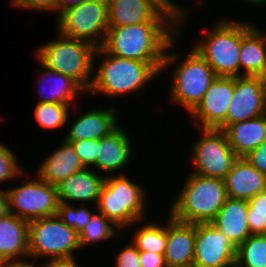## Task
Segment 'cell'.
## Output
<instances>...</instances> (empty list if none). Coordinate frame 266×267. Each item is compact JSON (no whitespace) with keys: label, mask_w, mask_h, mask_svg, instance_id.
<instances>
[{"label":"cell","mask_w":266,"mask_h":267,"mask_svg":"<svg viewBox=\"0 0 266 267\" xmlns=\"http://www.w3.org/2000/svg\"><path fill=\"white\" fill-rule=\"evenodd\" d=\"M130 244L124 245L118 253L114 255V267H141L139 250L130 240Z\"/></svg>","instance_id":"obj_34"},{"label":"cell","mask_w":266,"mask_h":267,"mask_svg":"<svg viewBox=\"0 0 266 267\" xmlns=\"http://www.w3.org/2000/svg\"><path fill=\"white\" fill-rule=\"evenodd\" d=\"M109 27L144 22H179V15L162 0H107Z\"/></svg>","instance_id":"obj_12"},{"label":"cell","mask_w":266,"mask_h":267,"mask_svg":"<svg viewBox=\"0 0 266 267\" xmlns=\"http://www.w3.org/2000/svg\"><path fill=\"white\" fill-rule=\"evenodd\" d=\"M234 90V77H216L198 105L189 113L196 128L225 130Z\"/></svg>","instance_id":"obj_14"},{"label":"cell","mask_w":266,"mask_h":267,"mask_svg":"<svg viewBox=\"0 0 266 267\" xmlns=\"http://www.w3.org/2000/svg\"><path fill=\"white\" fill-rule=\"evenodd\" d=\"M247 221L251 234H266V212L248 208Z\"/></svg>","instance_id":"obj_36"},{"label":"cell","mask_w":266,"mask_h":267,"mask_svg":"<svg viewBox=\"0 0 266 267\" xmlns=\"http://www.w3.org/2000/svg\"><path fill=\"white\" fill-rule=\"evenodd\" d=\"M32 174L33 179L31 176L29 181L28 178L23 182L20 180L21 184L6 189L10 213L27 221L57 215L59 199L56 186Z\"/></svg>","instance_id":"obj_11"},{"label":"cell","mask_w":266,"mask_h":267,"mask_svg":"<svg viewBox=\"0 0 266 267\" xmlns=\"http://www.w3.org/2000/svg\"><path fill=\"white\" fill-rule=\"evenodd\" d=\"M219 19L192 46L211 66L217 77H240L239 53L242 36L253 26L233 18Z\"/></svg>","instance_id":"obj_4"},{"label":"cell","mask_w":266,"mask_h":267,"mask_svg":"<svg viewBox=\"0 0 266 267\" xmlns=\"http://www.w3.org/2000/svg\"><path fill=\"white\" fill-rule=\"evenodd\" d=\"M247 212L248 200L228 197L211 223L224 233L237 248L251 235Z\"/></svg>","instance_id":"obj_24"},{"label":"cell","mask_w":266,"mask_h":267,"mask_svg":"<svg viewBox=\"0 0 266 267\" xmlns=\"http://www.w3.org/2000/svg\"><path fill=\"white\" fill-rule=\"evenodd\" d=\"M104 181L105 176L91 168L75 172L56 185L59 202L96 206Z\"/></svg>","instance_id":"obj_19"},{"label":"cell","mask_w":266,"mask_h":267,"mask_svg":"<svg viewBox=\"0 0 266 267\" xmlns=\"http://www.w3.org/2000/svg\"><path fill=\"white\" fill-rule=\"evenodd\" d=\"M76 257L41 261L39 267H81Z\"/></svg>","instance_id":"obj_40"},{"label":"cell","mask_w":266,"mask_h":267,"mask_svg":"<svg viewBox=\"0 0 266 267\" xmlns=\"http://www.w3.org/2000/svg\"><path fill=\"white\" fill-rule=\"evenodd\" d=\"M116 107H106L86 110L83 114L78 115L71 123L69 113L67 126L70 123L67 133L63 139L67 142L79 140L101 139L103 136L110 134L119 126V118ZM71 126V127H70Z\"/></svg>","instance_id":"obj_17"},{"label":"cell","mask_w":266,"mask_h":267,"mask_svg":"<svg viewBox=\"0 0 266 267\" xmlns=\"http://www.w3.org/2000/svg\"><path fill=\"white\" fill-rule=\"evenodd\" d=\"M248 208H254V211L266 212V191L260 192L249 199Z\"/></svg>","instance_id":"obj_41"},{"label":"cell","mask_w":266,"mask_h":267,"mask_svg":"<svg viewBox=\"0 0 266 267\" xmlns=\"http://www.w3.org/2000/svg\"><path fill=\"white\" fill-rule=\"evenodd\" d=\"M146 223L138 226L137 229L134 228L136 231L134 235L132 233L130 236L132 243L139 251H150L164 255L167 244V222L164 225L150 221Z\"/></svg>","instance_id":"obj_29"},{"label":"cell","mask_w":266,"mask_h":267,"mask_svg":"<svg viewBox=\"0 0 266 267\" xmlns=\"http://www.w3.org/2000/svg\"><path fill=\"white\" fill-rule=\"evenodd\" d=\"M170 9H172L175 13H177L179 15V34H182V32L184 31V29L182 27H184L185 25V20L187 18V14L189 13L188 10H186L184 7H181V5H179V3L177 4L174 0H162ZM190 1V0H189ZM193 1V0H192ZM199 2L198 4L200 5V3H203L204 1L207 0H194V2ZM203 1V2H202ZM188 12V13H187ZM182 30V31H181Z\"/></svg>","instance_id":"obj_39"},{"label":"cell","mask_w":266,"mask_h":267,"mask_svg":"<svg viewBox=\"0 0 266 267\" xmlns=\"http://www.w3.org/2000/svg\"><path fill=\"white\" fill-rule=\"evenodd\" d=\"M103 214L94 212L85 228L79 233L80 249L121 237L122 232ZM103 241V242H102Z\"/></svg>","instance_id":"obj_28"},{"label":"cell","mask_w":266,"mask_h":267,"mask_svg":"<svg viewBox=\"0 0 266 267\" xmlns=\"http://www.w3.org/2000/svg\"><path fill=\"white\" fill-rule=\"evenodd\" d=\"M10 214L9 198L6 189L0 188V218L6 217Z\"/></svg>","instance_id":"obj_42"},{"label":"cell","mask_w":266,"mask_h":267,"mask_svg":"<svg viewBox=\"0 0 266 267\" xmlns=\"http://www.w3.org/2000/svg\"><path fill=\"white\" fill-rule=\"evenodd\" d=\"M88 0H59L58 6H57V16L58 17L65 9H68L73 6H77L79 4H82L83 2Z\"/></svg>","instance_id":"obj_43"},{"label":"cell","mask_w":266,"mask_h":267,"mask_svg":"<svg viewBox=\"0 0 266 267\" xmlns=\"http://www.w3.org/2000/svg\"><path fill=\"white\" fill-rule=\"evenodd\" d=\"M164 267H195V266L194 265H180V264H177V265L166 264Z\"/></svg>","instance_id":"obj_46"},{"label":"cell","mask_w":266,"mask_h":267,"mask_svg":"<svg viewBox=\"0 0 266 267\" xmlns=\"http://www.w3.org/2000/svg\"><path fill=\"white\" fill-rule=\"evenodd\" d=\"M100 57L96 67V59ZM97 57V58H96ZM163 61H137L108 54L102 47L94 56V70L91 87L87 94H97L117 98L131 93L138 94L149 83L160 76Z\"/></svg>","instance_id":"obj_1"},{"label":"cell","mask_w":266,"mask_h":267,"mask_svg":"<svg viewBox=\"0 0 266 267\" xmlns=\"http://www.w3.org/2000/svg\"><path fill=\"white\" fill-rule=\"evenodd\" d=\"M15 152L9 149L7 145L0 142V183L4 181H12L21 176L25 177V167L21 166V161L15 156Z\"/></svg>","instance_id":"obj_32"},{"label":"cell","mask_w":266,"mask_h":267,"mask_svg":"<svg viewBox=\"0 0 266 267\" xmlns=\"http://www.w3.org/2000/svg\"><path fill=\"white\" fill-rule=\"evenodd\" d=\"M28 248L31 264H38L36 261L41 262V258L46 261L76 257L75 252L81 251L79 234L57 215L29 221Z\"/></svg>","instance_id":"obj_8"},{"label":"cell","mask_w":266,"mask_h":267,"mask_svg":"<svg viewBox=\"0 0 266 267\" xmlns=\"http://www.w3.org/2000/svg\"><path fill=\"white\" fill-rule=\"evenodd\" d=\"M263 30H265V29H261V31L263 32V34H264V36H265V40H266V32H264Z\"/></svg>","instance_id":"obj_48"},{"label":"cell","mask_w":266,"mask_h":267,"mask_svg":"<svg viewBox=\"0 0 266 267\" xmlns=\"http://www.w3.org/2000/svg\"><path fill=\"white\" fill-rule=\"evenodd\" d=\"M57 39L40 44L33 52L46 68L75 80L86 92L93 80L94 56L97 47L84 40L61 35Z\"/></svg>","instance_id":"obj_7"},{"label":"cell","mask_w":266,"mask_h":267,"mask_svg":"<svg viewBox=\"0 0 266 267\" xmlns=\"http://www.w3.org/2000/svg\"><path fill=\"white\" fill-rule=\"evenodd\" d=\"M224 132L232 150L239 157H245L266 140V113L230 124Z\"/></svg>","instance_id":"obj_25"},{"label":"cell","mask_w":266,"mask_h":267,"mask_svg":"<svg viewBox=\"0 0 266 267\" xmlns=\"http://www.w3.org/2000/svg\"><path fill=\"white\" fill-rule=\"evenodd\" d=\"M240 76H263L266 72V40L253 25L241 38Z\"/></svg>","instance_id":"obj_26"},{"label":"cell","mask_w":266,"mask_h":267,"mask_svg":"<svg viewBox=\"0 0 266 267\" xmlns=\"http://www.w3.org/2000/svg\"><path fill=\"white\" fill-rule=\"evenodd\" d=\"M236 247L211 222L195 224V267H235Z\"/></svg>","instance_id":"obj_13"},{"label":"cell","mask_w":266,"mask_h":267,"mask_svg":"<svg viewBox=\"0 0 266 267\" xmlns=\"http://www.w3.org/2000/svg\"><path fill=\"white\" fill-rule=\"evenodd\" d=\"M190 174L177 197L170 201L168 212L180 222L209 223L228 198L224 180Z\"/></svg>","instance_id":"obj_5"},{"label":"cell","mask_w":266,"mask_h":267,"mask_svg":"<svg viewBox=\"0 0 266 267\" xmlns=\"http://www.w3.org/2000/svg\"><path fill=\"white\" fill-rule=\"evenodd\" d=\"M179 22H144L109 27L102 48L111 55L137 61H163Z\"/></svg>","instance_id":"obj_2"},{"label":"cell","mask_w":266,"mask_h":267,"mask_svg":"<svg viewBox=\"0 0 266 267\" xmlns=\"http://www.w3.org/2000/svg\"><path fill=\"white\" fill-rule=\"evenodd\" d=\"M59 0H11V7L28 11L56 13Z\"/></svg>","instance_id":"obj_35"},{"label":"cell","mask_w":266,"mask_h":267,"mask_svg":"<svg viewBox=\"0 0 266 267\" xmlns=\"http://www.w3.org/2000/svg\"><path fill=\"white\" fill-rule=\"evenodd\" d=\"M244 158L266 176V140Z\"/></svg>","instance_id":"obj_37"},{"label":"cell","mask_w":266,"mask_h":267,"mask_svg":"<svg viewBox=\"0 0 266 267\" xmlns=\"http://www.w3.org/2000/svg\"><path fill=\"white\" fill-rule=\"evenodd\" d=\"M167 215L166 264L193 265L195 224L180 222Z\"/></svg>","instance_id":"obj_23"},{"label":"cell","mask_w":266,"mask_h":267,"mask_svg":"<svg viewBox=\"0 0 266 267\" xmlns=\"http://www.w3.org/2000/svg\"><path fill=\"white\" fill-rule=\"evenodd\" d=\"M78 106L79 104L72 107L70 104L36 102L33 116L40 129L58 131L66 127L69 113L73 116L75 111H79Z\"/></svg>","instance_id":"obj_27"},{"label":"cell","mask_w":266,"mask_h":267,"mask_svg":"<svg viewBox=\"0 0 266 267\" xmlns=\"http://www.w3.org/2000/svg\"><path fill=\"white\" fill-rule=\"evenodd\" d=\"M6 267H39V266L37 264L27 263V264H19V265H10Z\"/></svg>","instance_id":"obj_45"},{"label":"cell","mask_w":266,"mask_h":267,"mask_svg":"<svg viewBox=\"0 0 266 267\" xmlns=\"http://www.w3.org/2000/svg\"><path fill=\"white\" fill-rule=\"evenodd\" d=\"M72 144L76 155L85 168H93L98 159V148H100V139L79 140L69 142Z\"/></svg>","instance_id":"obj_33"},{"label":"cell","mask_w":266,"mask_h":267,"mask_svg":"<svg viewBox=\"0 0 266 267\" xmlns=\"http://www.w3.org/2000/svg\"><path fill=\"white\" fill-rule=\"evenodd\" d=\"M126 132L119 125L110 134L100 139L97 163L92 169L97 170L98 173H103L105 177L126 174L123 168L125 169L130 165V160H133L132 157L134 156L132 138L130 139Z\"/></svg>","instance_id":"obj_16"},{"label":"cell","mask_w":266,"mask_h":267,"mask_svg":"<svg viewBox=\"0 0 266 267\" xmlns=\"http://www.w3.org/2000/svg\"><path fill=\"white\" fill-rule=\"evenodd\" d=\"M238 1H242L245 4L247 3L249 4V6L253 5V7L266 5V0H238Z\"/></svg>","instance_id":"obj_44"},{"label":"cell","mask_w":266,"mask_h":267,"mask_svg":"<svg viewBox=\"0 0 266 267\" xmlns=\"http://www.w3.org/2000/svg\"><path fill=\"white\" fill-rule=\"evenodd\" d=\"M263 78V81H264V84H265V87H266V72L264 73V75L262 76Z\"/></svg>","instance_id":"obj_47"},{"label":"cell","mask_w":266,"mask_h":267,"mask_svg":"<svg viewBox=\"0 0 266 267\" xmlns=\"http://www.w3.org/2000/svg\"><path fill=\"white\" fill-rule=\"evenodd\" d=\"M143 185L130 179L127 174L105 177L96 211L103 214L121 231L133 225L143 224L149 200ZM141 221V222H140ZM138 223V224H137ZM124 228V229H123Z\"/></svg>","instance_id":"obj_6"},{"label":"cell","mask_w":266,"mask_h":267,"mask_svg":"<svg viewBox=\"0 0 266 267\" xmlns=\"http://www.w3.org/2000/svg\"><path fill=\"white\" fill-rule=\"evenodd\" d=\"M178 37L180 38L181 34H178L166 49L161 73L166 69L169 71L168 67L170 69L177 63L174 70L171 68L172 72H169L172 75L169 97L174 104L181 106L189 114L201 101L217 76L193 47L185 56L182 53H175L177 49L175 42L179 40Z\"/></svg>","instance_id":"obj_3"},{"label":"cell","mask_w":266,"mask_h":267,"mask_svg":"<svg viewBox=\"0 0 266 267\" xmlns=\"http://www.w3.org/2000/svg\"><path fill=\"white\" fill-rule=\"evenodd\" d=\"M266 113V87L261 76L234 77V90L225 119V129Z\"/></svg>","instance_id":"obj_15"},{"label":"cell","mask_w":266,"mask_h":267,"mask_svg":"<svg viewBox=\"0 0 266 267\" xmlns=\"http://www.w3.org/2000/svg\"><path fill=\"white\" fill-rule=\"evenodd\" d=\"M199 131L201 136L190 146L193 160L190 173L224 179L239 156L230 147L224 130L199 128Z\"/></svg>","instance_id":"obj_10"},{"label":"cell","mask_w":266,"mask_h":267,"mask_svg":"<svg viewBox=\"0 0 266 267\" xmlns=\"http://www.w3.org/2000/svg\"><path fill=\"white\" fill-rule=\"evenodd\" d=\"M141 267H164L166 265L165 257L150 251H139Z\"/></svg>","instance_id":"obj_38"},{"label":"cell","mask_w":266,"mask_h":267,"mask_svg":"<svg viewBox=\"0 0 266 267\" xmlns=\"http://www.w3.org/2000/svg\"><path fill=\"white\" fill-rule=\"evenodd\" d=\"M223 180L227 197L232 199L249 200L266 191V176L244 157H238Z\"/></svg>","instance_id":"obj_21"},{"label":"cell","mask_w":266,"mask_h":267,"mask_svg":"<svg viewBox=\"0 0 266 267\" xmlns=\"http://www.w3.org/2000/svg\"><path fill=\"white\" fill-rule=\"evenodd\" d=\"M39 65L43 69L39 71L36 81L39 87L36 94L37 102L70 104L73 107L81 101L79 99L82 94L87 95V92L69 76L50 70L41 63Z\"/></svg>","instance_id":"obj_20"},{"label":"cell","mask_w":266,"mask_h":267,"mask_svg":"<svg viewBox=\"0 0 266 267\" xmlns=\"http://www.w3.org/2000/svg\"><path fill=\"white\" fill-rule=\"evenodd\" d=\"M90 208L95 210L96 206L88 207L85 204H77L76 206V204L59 202L57 216L79 234L91 219L93 212H96Z\"/></svg>","instance_id":"obj_31"},{"label":"cell","mask_w":266,"mask_h":267,"mask_svg":"<svg viewBox=\"0 0 266 267\" xmlns=\"http://www.w3.org/2000/svg\"><path fill=\"white\" fill-rule=\"evenodd\" d=\"M56 24V31L61 35L84 40L100 48L109 28L107 0H88L65 9Z\"/></svg>","instance_id":"obj_9"},{"label":"cell","mask_w":266,"mask_h":267,"mask_svg":"<svg viewBox=\"0 0 266 267\" xmlns=\"http://www.w3.org/2000/svg\"><path fill=\"white\" fill-rule=\"evenodd\" d=\"M28 227L11 213L0 218V267L29 263Z\"/></svg>","instance_id":"obj_18"},{"label":"cell","mask_w":266,"mask_h":267,"mask_svg":"<svg viewBox=\"0 0 266 267\" xmlns=\"http://www.w3.org/2000/svg\"><path fill=\"white\" fill-rule=\"evenodd\" d=\"M235 267H266V234H251L236 248Z\"/></svg>","instance_id":"obj_30"},{"label":"cell","mask_w":266,"mask_h":267,"mask_svg":"<svg viewBox=\"0 0 266 267\" xmlns=\"http://www.w3.org/2000/svg\"><path fill=\"white\" fill-rule=\"evenodd\" d=\"M38 165L35 173L42 181L57 185L75 172L84 169L71 143L63 138L56 149Z\"/></svg>","instance_id":"obj_22"}]
</instances>
